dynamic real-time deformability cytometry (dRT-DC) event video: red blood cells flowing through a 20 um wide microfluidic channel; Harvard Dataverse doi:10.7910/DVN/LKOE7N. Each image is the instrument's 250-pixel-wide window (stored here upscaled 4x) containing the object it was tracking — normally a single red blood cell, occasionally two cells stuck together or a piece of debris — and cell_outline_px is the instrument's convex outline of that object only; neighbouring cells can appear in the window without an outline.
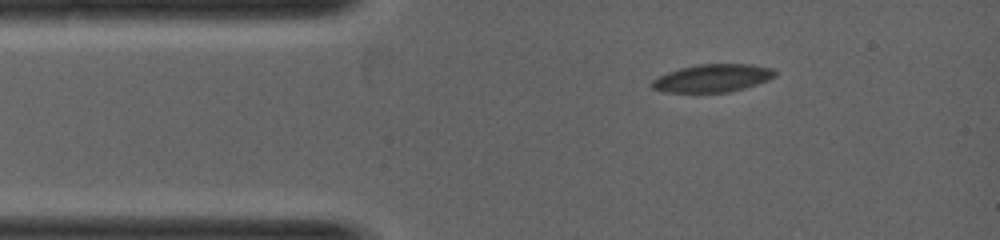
{"species": "common noctule bat (a hibernating species)", "species_latin": "Nyctalus noctula", "temperature_condition": "warm", "stored_images_in_passage": 31, "camera_frame_rate_fps": 5000, "um_per_image_px": 0.085, "animal": {"sex": "female", "body_mass_g": 19.0, "forearm_length_mm": 53.3}, "frame": {"image": 1, "passage_image": 1, "time_ms": 0.0, "image_size_px": [1000, 240], "cell_outline_px": [[776, 76], [768, 80], [744, 88], [728, 92], [664, 92], [652, 88], [652, 80], [668, 72], [680, 68], [696, 64], [752, 64], [772, 68], [776, 72]], "centroid_in_image_um": [60.58, 6.63], "position_along_channel_um": 24.4, "area_um2": 19.88}}
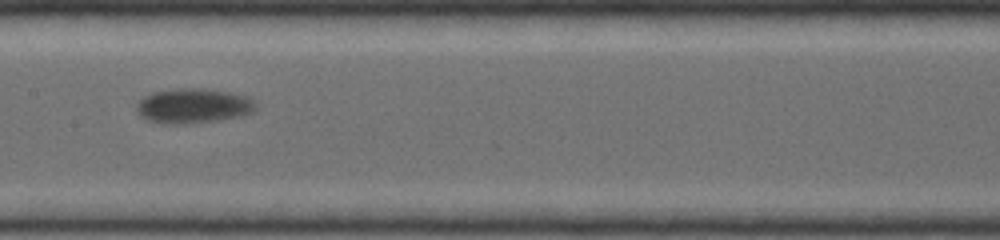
{"frame": {"image": 2, "passage_image": 13, "time_ms": 2.4, "image_size_px": [1000, 240], "cell_outline_px": [[256, 108], [252, 112], [240, 116], [216, 120], [176, 124], [164, 124], [148, 120], [140, 116], [136, 112], [136, 104], [144, 96], [152, 92], [176, 88], [196, 88], [228, 92], [248, 96], [256, 104]], "centroid_in_image_um": [16.38, 8.99], "position_along_channel_um": 191.0, "area_um2": 24.04}}
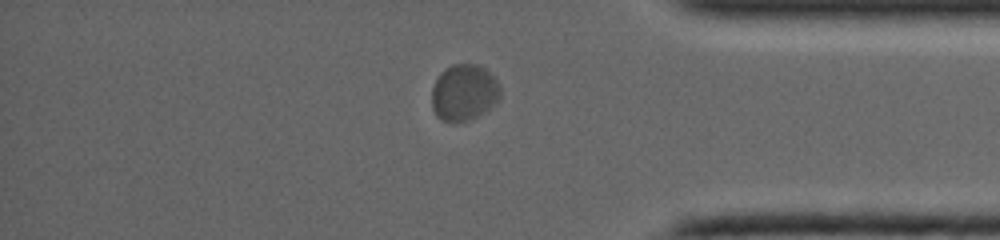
{"frame": {"image": 3, "passage_image": 26, "time_ms": 5.0, "image_size_px": [1000, 240], "cell_outline_px": [[500, 96], [484, 112], [468, 120], [452, 124], [440, 120], [436, 116], [432, 108], [432, 88], [440, 72], [452, 64], [476, 64], [484, 68], [496, 80], [500, 88]], "centroid_in_image_um": [39.39, 7.88], "position_along_channel_um": 395.8, "area_um2": 22.48}}